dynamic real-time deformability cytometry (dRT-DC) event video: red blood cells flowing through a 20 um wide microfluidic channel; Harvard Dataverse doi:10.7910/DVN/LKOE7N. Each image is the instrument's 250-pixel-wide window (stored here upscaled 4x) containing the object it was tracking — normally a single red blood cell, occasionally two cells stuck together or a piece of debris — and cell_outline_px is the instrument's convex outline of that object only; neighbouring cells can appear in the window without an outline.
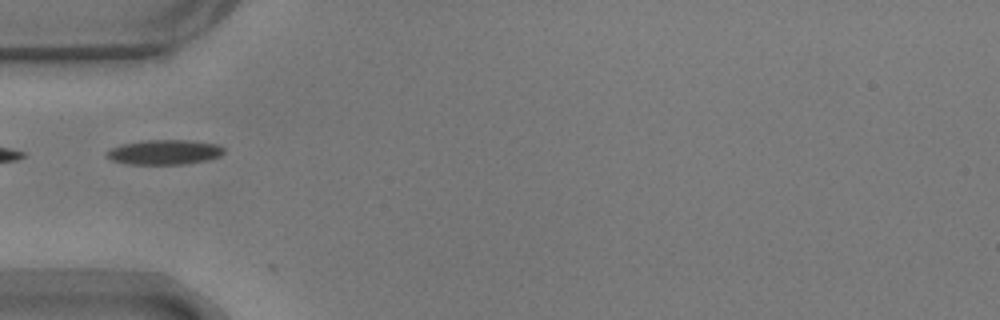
{"species": "common noctule bat (a hibernating species)", "species_latin": "Nyctalus noctula", "temperature_condition": "warm", "stored_images_in_passage": 4, "camera_frame_rate_fps": 3000, "um_per_image_px": 0.085, "animal": {"sex": "male", "body_mass_g": 17.9}, "frame": {"image": 1, "passage_image": 1, "time_ms": 0.0, "image_size_px": [1000, 320], "cell_outline_px": [[224, 152], [220, 156], [208, 160], [184, 164], [132, 164], [112, 160], [104, 156], [112, 148], [120, 144], [140, 140], [192, 140], [220, 144], [224, 148]], "centroid_in_image_um": [14.01, 12.92], "position_along_channel_um": 71.0, "area_um2": 17.11}}